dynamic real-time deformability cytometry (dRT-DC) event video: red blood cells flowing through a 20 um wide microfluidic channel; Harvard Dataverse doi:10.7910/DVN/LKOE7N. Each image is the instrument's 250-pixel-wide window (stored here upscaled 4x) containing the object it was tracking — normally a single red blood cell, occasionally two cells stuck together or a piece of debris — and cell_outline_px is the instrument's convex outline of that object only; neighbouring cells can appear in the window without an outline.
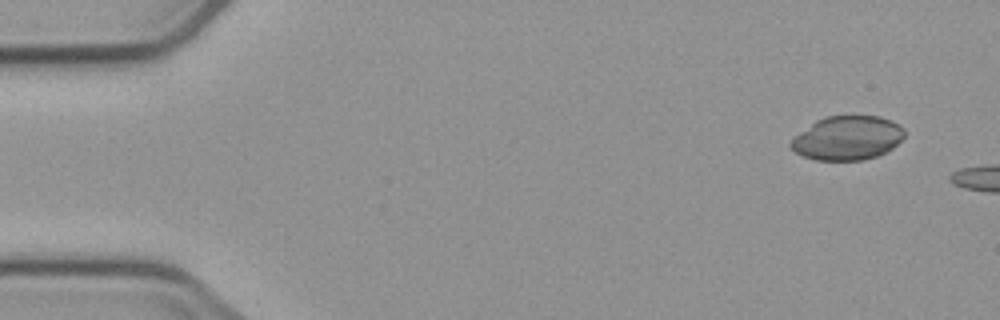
{"species": "common noctule bat (a hibernating species)", "species_latin": "Nyctalus noctula", "temperature_condition": "cold", "stored_images_in_passage": 2, "camera_frame_rate_fps": 3000, "um_per_image_px": 0.085, "animal": {"sex": "male", "body_mass_g": 23.1, "forearm_length_mm": 52.7}, "frame": {"image": 1, "passage_image": 1, "time_ms": 0.0, "image_size_px": [1000, 320], "cell_outline_px": [[904, 136], [892, 148], [876, 156], [864, 160], [816, 160], [804, 156], [796, 152], [788, 144], [792, 136], [816, 120], [824, 116], [880, 116], [892, 120], [900, 124], [904, 128]], "centroid_in_image_um": [72.0, 11.72], "position_along_channel_um": 13.0, "area_um2": 29.3}}